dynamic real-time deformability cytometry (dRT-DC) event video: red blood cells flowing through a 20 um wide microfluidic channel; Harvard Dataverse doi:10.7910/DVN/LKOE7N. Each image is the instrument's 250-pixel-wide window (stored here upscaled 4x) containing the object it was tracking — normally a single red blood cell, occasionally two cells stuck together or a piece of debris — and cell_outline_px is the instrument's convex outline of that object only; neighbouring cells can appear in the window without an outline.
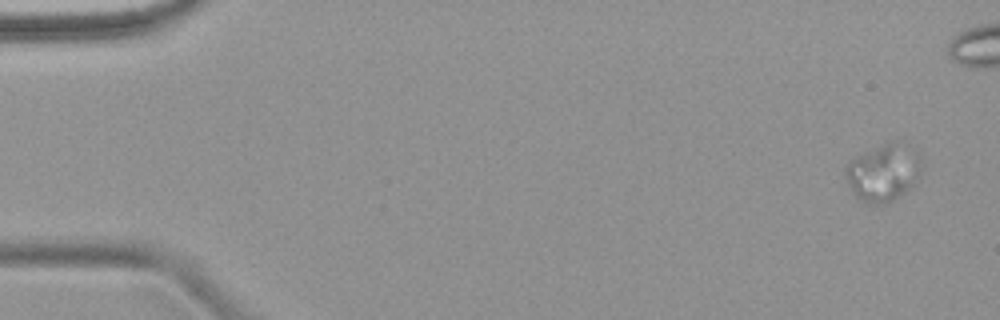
{"species": "common noctule bat (a hibernating species)", "species_latin": "Nyctalus noctula", "temperature_condition": "warm", "stored_images_in_passage": 6, "camera_frame_rate_fps": 3000, "um_per_image_px": 0.085, "animal": {"sex": "female", "body_mass_g": 18.4}, "frame": {"image": 1, "passage_image": 1, "time_ms": 0.0, "image_size_px": [1000, 320], "cell_outline_px": [[920, 160], [916, 184], [888, 204], [868, 204], [856, 200], [848, 184], [844, 172], [844, 168], [848, 160], [888, 140], [900, 140], [920, 148]], "centroid_in_image_um": [75.08, 14.63], "position_along_channel_um": 9.9, "area_um2": 26.41}}
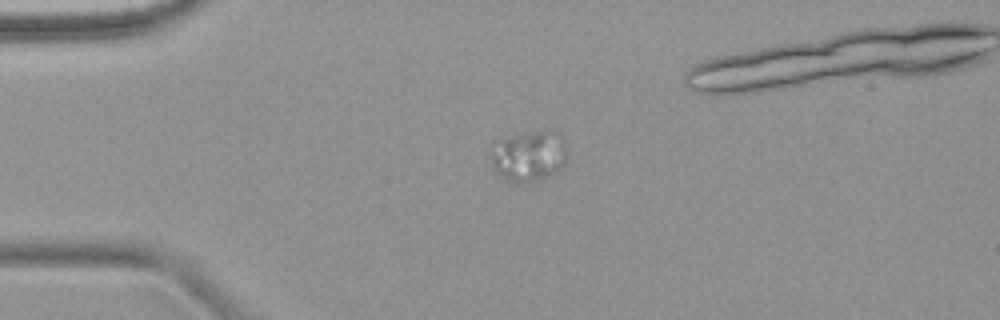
{"frame": {"image": 2, "passage_image": 4, "time_ms": 3.667, "image_size_px": [1000, 320], "cell_outline_px": [[568, 156], [564, 164], [556, 172], [548, 176], [524, 184], [512, 184], [500, 176], [496, 172], [492, 164], [488, 152], [488, 144], [492, 140], [544, 128], [552, 128], [564, 132], [568, 152]], "centroid_in_image_um": [44.95, 13.19], "position_along_channel_um": 40.1, "area_um2": 24.39}}